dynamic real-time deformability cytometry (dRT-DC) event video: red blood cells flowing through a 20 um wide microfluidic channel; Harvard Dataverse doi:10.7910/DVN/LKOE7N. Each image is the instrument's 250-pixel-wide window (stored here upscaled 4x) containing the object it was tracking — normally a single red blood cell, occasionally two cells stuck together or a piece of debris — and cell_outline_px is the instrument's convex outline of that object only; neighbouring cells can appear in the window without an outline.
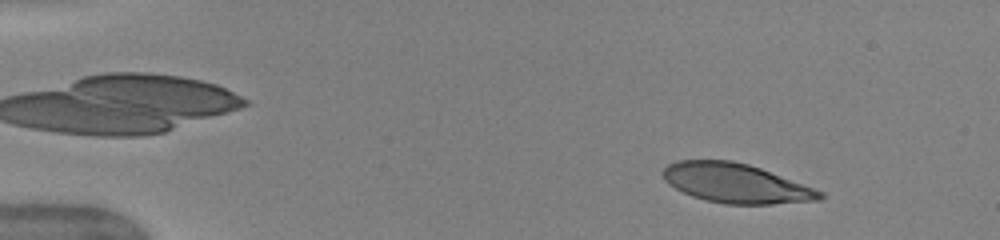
{"species": "human", "species_latin": "Homo sapiens", "temperature_condition": "warm", "stored_images_in_passage": 41, "camera_frame_rate_fps": 3000, "um_per_image_px": 0.085, "donor": {"sex": "female"}, "frame": {"image": 1, "passage_image": 2, "time_ms": 0.333, "image_size_px": [1000, 240], "cell_outline_px": [[824, 196], [820, 200], [772, 204], [724, 204], [692, 196], [668, 184], [664, 180], [660, 172], [668, 164], [676, 160], [732, 160], [748, 164], [760, 168], [824, 192]], "centroid_in_image_um": [62.51, 15.57], "position_along_channel_um": 22.5, "area_um2": 35.89}}
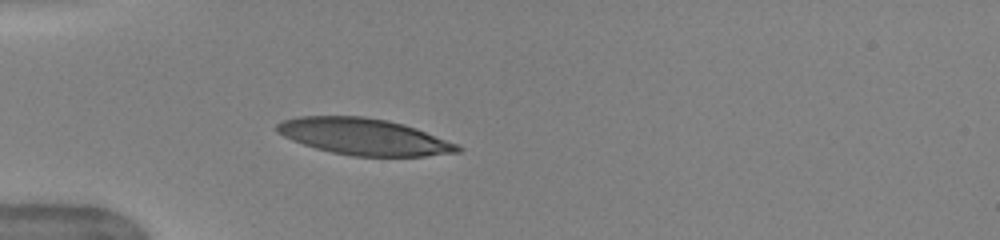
{"frame": {"image": 2, "passage_image": 11, "time_ms": 3.333, "image_size_px": [1000, 240], "cell_outline_px": [[464, 148], [460, 152], [424, 156], [352, 156], [332, 152], [316, 148], [292, 140], [276, 132], [276, 124], [280, 120], [300, 116], [360, 116], [388, 120], [404, 124], [416, 128], [460, 144]], "centroid_in_image_um": [30.96, 11.61], "position_along_channel_um": 54.0, "area_um2": 38.61}}
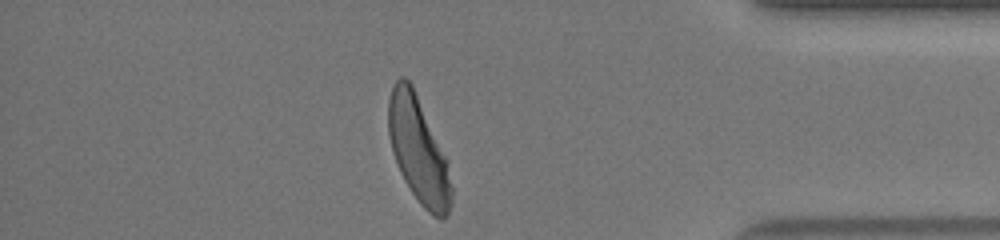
{"frame": {"image": 3, "passage_image": 40, "time_ms": 13.0, "image_size_px": [1000, 240], "cell_outline_px": [[452, 200], [448, 216], [440, 220], [432, 216], [420, 204], [404, 180], [400, 172], [392, 148], [388, 132], [388, 100], [392, 88], [396, 80], [400, 76], [404, 76], [412, 84], [444, 156], [452, 188]], "centroid_in_image_um": [35.54, 12.79], "position_along_channel_um": 399.7, "area_um2": 38.09}, "authors_computed_cell_mechanics": {"area_um2": 38.9572, "velocity_mm_per_s": 3.9619, "shape_relaxation_time_tau1_ms": 3.1357, "shape_relaxation_time_tau2_ms": null, "deformation_change_tau1": 0.1901, "deformation_change_tau2": null}}